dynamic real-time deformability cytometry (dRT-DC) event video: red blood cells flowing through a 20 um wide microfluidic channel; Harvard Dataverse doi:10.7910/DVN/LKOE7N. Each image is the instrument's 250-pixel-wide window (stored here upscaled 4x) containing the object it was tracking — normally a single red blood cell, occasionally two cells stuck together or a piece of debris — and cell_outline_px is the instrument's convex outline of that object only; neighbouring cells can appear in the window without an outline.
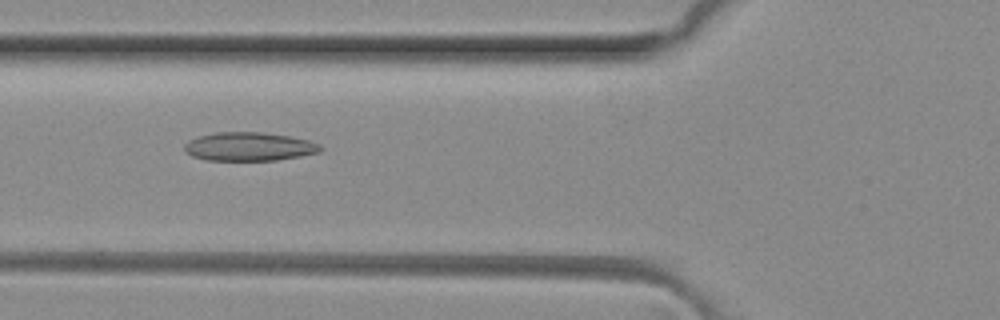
{"species": "common noctule bat (a hibernating species)", "species_latin": "Nyctalus noctula", "temperature_condition": "room temperature", "stored_images_in_passage": 6, "camera_frame_rate_fps": 3000, "um_per_image_px": 0.085, "animal": {"sex": "female", "body_mass_g": 29.2, "forearm_length_mm": 56.3}, "frame": {"image": 1, "passage_image": 6, "time_ms": 1.667, "image_size_px": [1000, 320], "cell_outline_px": [[324, 148], [320, 152], [300, 156], [276, 160], [208, 160], [192, 156], [184, 152], [184, 144], [188, 140], [200, 136], [216, 132], [260, 132], [288, 136], [308, 140], [320, 144]], "centroid_in_image_um": [21.17, 12.46], "position_along_channel_um": 104.6, "area_um2": 22.66}}